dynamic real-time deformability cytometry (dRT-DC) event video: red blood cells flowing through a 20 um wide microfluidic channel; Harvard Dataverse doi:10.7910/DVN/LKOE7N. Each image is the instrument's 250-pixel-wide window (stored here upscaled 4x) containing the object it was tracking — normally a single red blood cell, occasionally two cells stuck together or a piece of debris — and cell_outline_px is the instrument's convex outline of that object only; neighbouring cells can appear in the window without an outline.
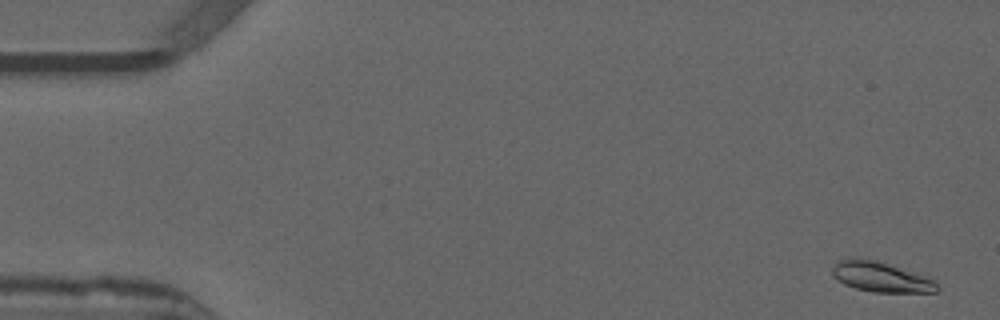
{"species": "common noctule bat (a hibernating species)", "species_latin": "Nyctalus noctula", "temperature_condition": "warm", "stored_images_in_passage": 53, "camera_frame_rate_fps": 3000, "um_per_image_px": 0.085, "animal": {"sex": "male", "forearm_length_mm": 52.5}, "frame": {"image": 1, "passage_image": 2, "time_ms": 0.333, "image_size_px": [1000, 320], "cell_outline_px": [[940, 288], [936, 292], [872, 292], [856, 288], [844, 284], [832, 276], [832, 268], [840, 260], [856, 256], [876, 260], [924, 276], [932, 280]], "centroid_in_image_um": [74.82, 23.53], "position_along_channel_um": 10.2, "area_um2": 18.21}}
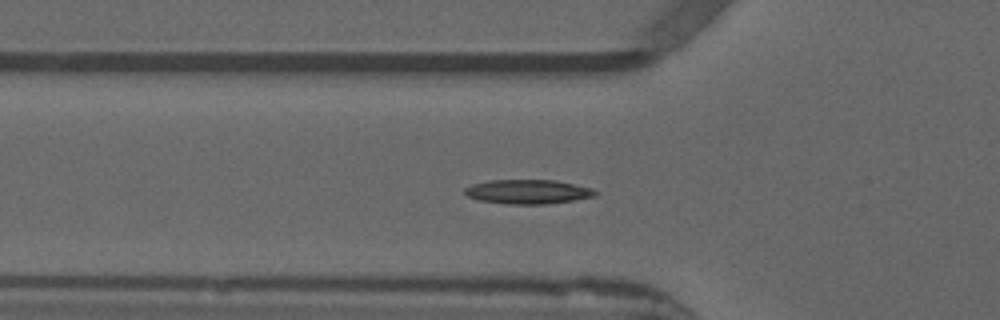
{"frame": {"image": 2, "passage_image": 18, "time_ms": 5.667, "image_size_px": [1000, 320], "cell_outline_px": [[600, 192], [596, 196], [548, 204], [508, 204], [480, 200], [468, 196], [464, 192], [464, 188], [472, 184], [488, 180], [556, 180], [592, 188]], "centroid_in_image_um": [44.89, 16.29], "position_along_channel_um": 80.9, "area_um2": 18.5}}
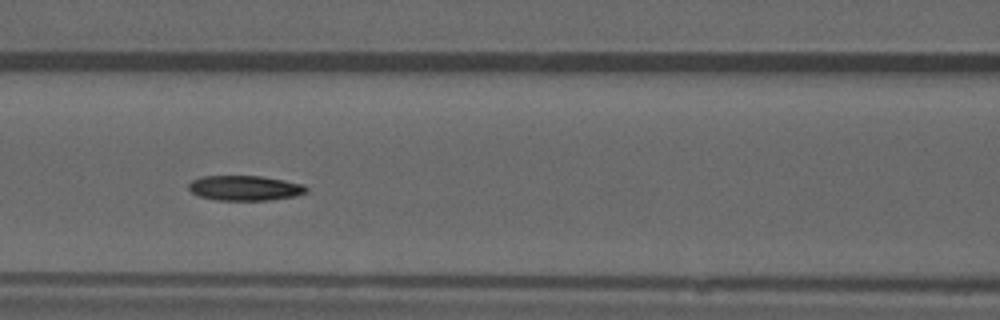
{"frame": {"image": 3, "passage_image": 23, "time_ms": 7.333, "image_size_px": [1000, 320], "cell_outline_px": [[308, 192], [296, 196], [268, 200], [216, 200], [200, 196], [192, 192], [188, 188], [188, 184], [192, 180], [200, 176], [260, 176], [284, 180], [304, 184], [308, 188]], "centroid_in_image_um": [20.83, 15.98], "position_along_channel_um": 145.8, "area_um2": 17.22}, "authors_computed_cell_mechanics": {"area_um2": 17.3978, "velocity_mm_per_s": 3.8594, "shape_relaxation_time_tau1_ms": 7.4434, "shape_relaxation_time_tau2_ms": null, "deformation_change_tau1": 0.1927, "deformation_change_tau2": null}}